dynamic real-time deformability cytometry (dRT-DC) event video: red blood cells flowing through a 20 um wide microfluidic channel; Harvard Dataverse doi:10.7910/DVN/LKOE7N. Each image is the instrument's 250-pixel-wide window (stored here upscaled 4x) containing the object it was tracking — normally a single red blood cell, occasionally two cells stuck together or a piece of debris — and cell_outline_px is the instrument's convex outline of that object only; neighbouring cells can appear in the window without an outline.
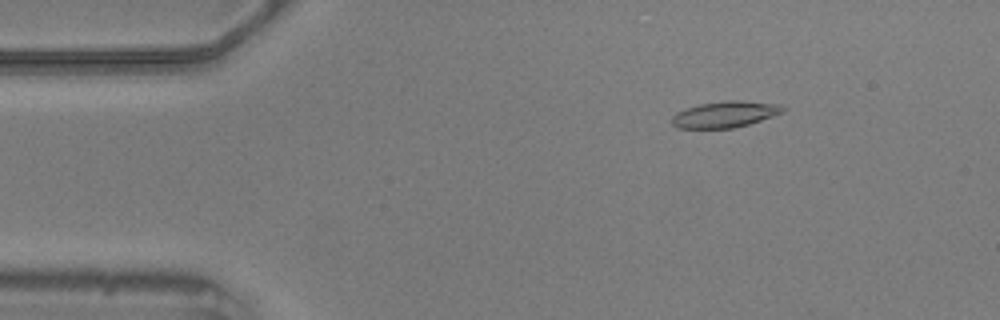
{"species": "common noctule bat (a hibernating species)", "species_latin": "Nyctalus noctula", "temperature_condition": "warm", "stored_images_in_passage": 14, "camera_frame_rate_fps": 3000, "um_per_image_px": 0.085, "animal": {"sex": "male", "body_mass_g": 20.5, "forearm_length_mm": 52.5}, "frame": {"image": 1, "passage_image": 8, "time_ms": 2.333, "image_size_px": [1000, 320], "cell_outline_px": [[788, 108], [784, 112], [748, 124], [732, 128], [676, 128], [672, 124], [672, 116], [676, 112], [700, 104], [728, 100], [740, 100], [780, 104]], "centroid_in_image_um": [61.65, 9.71], "position_along_channel_um": 23.4, "area_um2": 16.94}}